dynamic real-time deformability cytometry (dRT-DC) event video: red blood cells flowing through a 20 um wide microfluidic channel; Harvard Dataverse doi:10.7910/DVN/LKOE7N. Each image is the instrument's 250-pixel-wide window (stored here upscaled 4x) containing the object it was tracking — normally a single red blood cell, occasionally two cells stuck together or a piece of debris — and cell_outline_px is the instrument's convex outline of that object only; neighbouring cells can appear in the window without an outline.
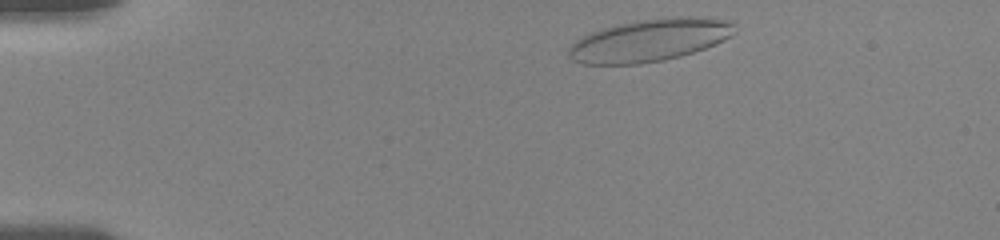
{"species": "human", "species_latin": "Homo sapiens", "temperature_condition": "room temperature", "stored_images_in_passage": 3, "camera_frame_rate_fps": 3000, "um_per_image_px": 0.085, "donor": {"sex": "female"}, "frame": {"image": 1, "passage_image": 1, "time_ms": 0.0, "image_size_px": [1000, 240], "cell_outline_px": [[736, 32], [724, 40], [716, 44], [680, 56], [664, 60], [640, 64], [580, 64], [572, 60], [568, 56], [568, 48], [580, 36], [616, 24], [636, 20], [668, 16], [708, 16], [732, 20]], "centroid_in_image_um": [55.24, 3.39], "position_along_channel_um": 29.8, "area_um2": 41.73}}